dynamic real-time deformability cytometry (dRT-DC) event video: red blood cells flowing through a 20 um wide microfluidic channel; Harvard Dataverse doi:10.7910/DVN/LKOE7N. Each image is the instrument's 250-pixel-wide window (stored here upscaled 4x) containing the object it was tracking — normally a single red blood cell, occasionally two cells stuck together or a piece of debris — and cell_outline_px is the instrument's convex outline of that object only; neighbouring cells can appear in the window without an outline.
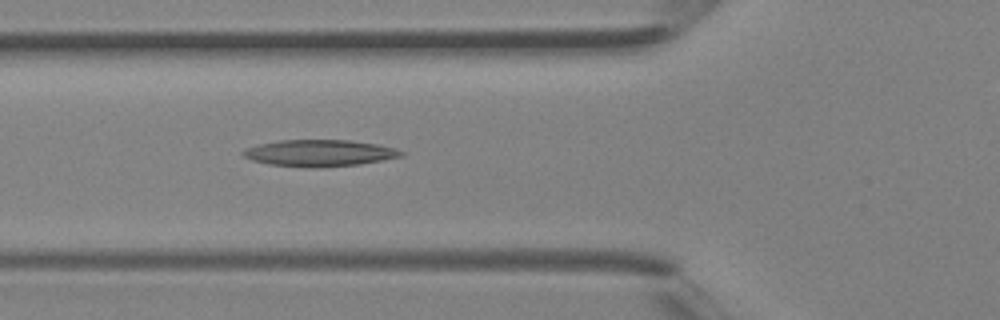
{"species": "Egyptian fruit bat (a non-hibernating species)", "species_latin": "Rousettus aegyptiacus", "temperature_condition": "room temperature", "stored_images_in_passage": 36, "camera_frame_rate_fps": 3000, "um_per_image_px": 0.085, "animal": {"sex": "female"}, "frame": {"image": 1, "passage_image": 11, "time_ms": 3.333, "image_size_px": [1000, 320], "cell_outline_px": [[404, 156], [360, 164], [268, 164], [252, 160], [244, 156], [240, 152], [244, 148], [260, 144], [280, 140], [348, 140], [376, 144], [392, 148], [404, 152]], "centroid_in_image_um": [27.14, 12.95], "position_along_channel_um": 98.7, "area_um2": 23.06}}
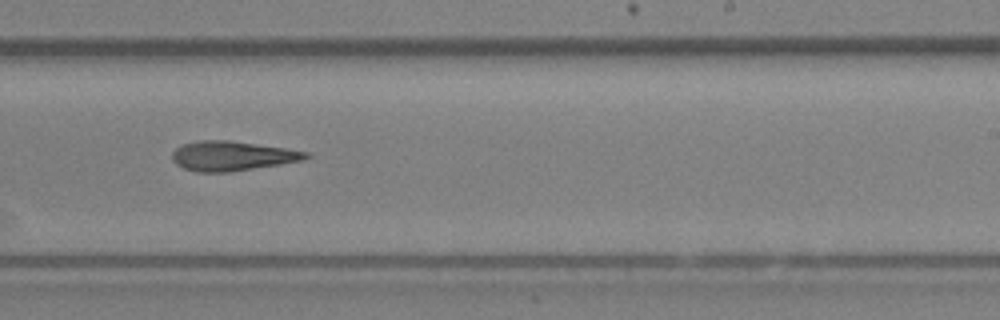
{"frame": {"image": 2, "passage_image": 21, "time_ms": 6.667, "image_size_px": [1000, 320], "cell_outline_px": [[312, 156], [304, 160], [280, 164], [228, 172], [196, 172], [184, 168], [176, 164], [172, 160], [172, 152], [176, 148], [184, 144], [200, 140], [228, 140], [284, 148], [308, 152]], "centroid_in_image_um": [19.72, 13.26], "position_along_channel_um": 269.3, "area_um2": 22.89}}
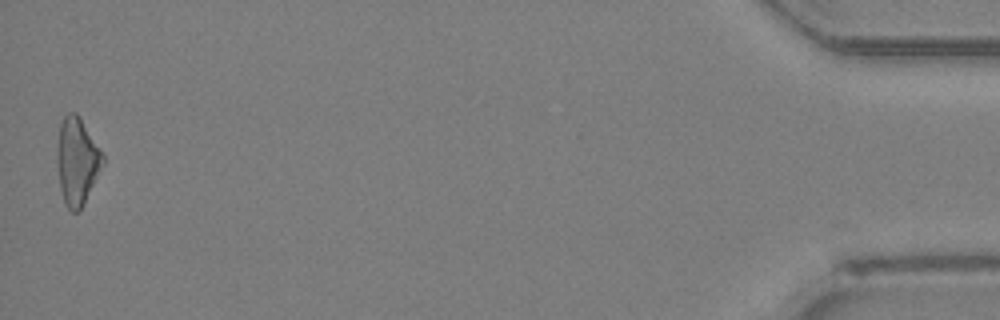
{"frame": {"image": 3, "passage_image": 36, "time_ms": 11.667, "image_size_px": [1000, 320], "cell_outline_px": [[104, 164], [84, 204], [76, 212], [72, 212], [64, 204], [60, 188], [56, 160], [56, 148], [60, 124], [64, 116], [68, 112], [76, 112], [80, 116], [104, 156]], "centroid_in_image_um": [6.53, 13.69], "position_along_channel_um": 428.7, "area_um2": 23.41}}